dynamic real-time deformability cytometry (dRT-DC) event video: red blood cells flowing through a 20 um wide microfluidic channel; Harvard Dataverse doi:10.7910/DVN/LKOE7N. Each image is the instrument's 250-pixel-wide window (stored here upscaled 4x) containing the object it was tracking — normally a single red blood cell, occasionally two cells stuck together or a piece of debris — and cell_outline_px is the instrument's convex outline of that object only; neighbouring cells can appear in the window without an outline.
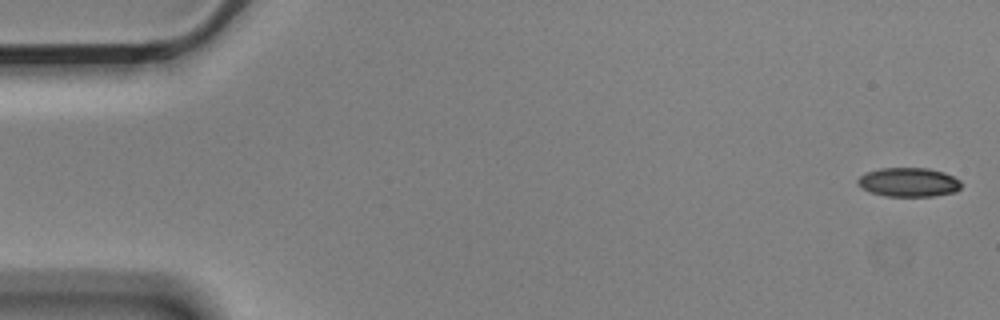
{"species": "Egyptian fruit bat (a non-hibernating species)", "species_latin": "Rousettus aegyptiacus", "temperature_condition": "cold", "stored_images_in_passage": 6, "camera_frame_rate_fps": 3000, "um_per_image_px": 0.085, "animal": {"sex": "male"}, "frame": {"image": 1, "passage_image": 1, "time_ms": 0.0, "image_size_px": [1000, 320], "cell_outline_px": [[960, 188], [956, 192], [932, 196], [884, 196], [868, 192], [860, 188], [856, 184], [856, 180], [864, 172], [880, 168], [928, 168], [944, 172], [960, 180]], "centroid_in_image_um": [77.17, 15.49], "position_along_channel_um": 7.8, "area_um2": 17.8}}
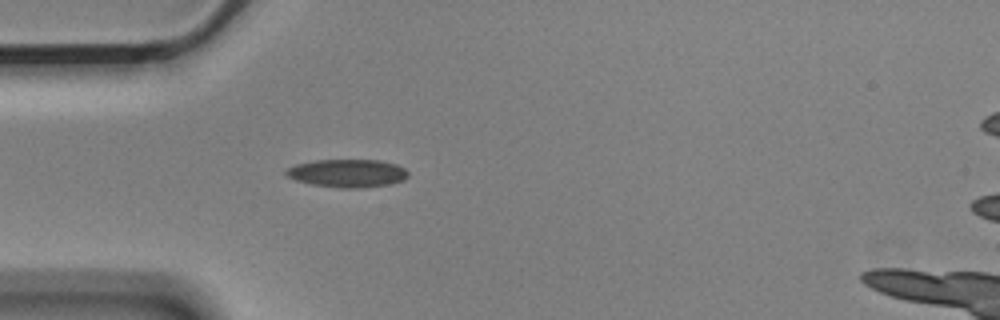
{"frame": {"image": 2, "passage_image": 5, "time_ms": 1.333, "image_size_px": [1000, 320], "cell_outline_px": [[408, 176], [404, 180], [388, 184], [360, 188], [340, 188], [312, 184], [296, 180], [288, 176], [284, 172], [288, 168], [296, 164], [316, 160], [380, 160], [396, 164], [404, 168], [408, 172]], "centroid_in_image_um": [29.55, 14.72], "position_along_channel_um": 55.5, "area_um2": 19.83}}